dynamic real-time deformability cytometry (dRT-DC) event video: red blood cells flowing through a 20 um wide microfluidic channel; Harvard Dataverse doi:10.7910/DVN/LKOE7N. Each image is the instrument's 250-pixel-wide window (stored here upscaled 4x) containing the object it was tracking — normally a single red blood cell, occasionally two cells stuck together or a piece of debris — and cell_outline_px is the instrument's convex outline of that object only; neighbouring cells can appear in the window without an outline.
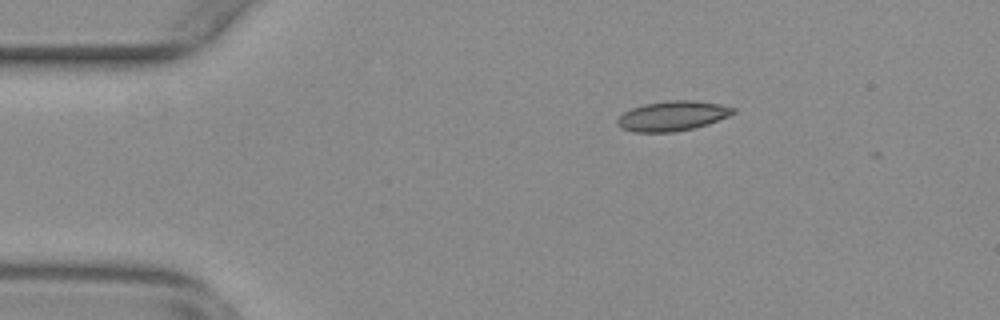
{"species": "common noctule bat (a hibernating species)", "species_latin": "Nyctalus noctula", "temperature_condition": "warm", "stored_images_in_passage": 14, "camera_frame_rate_fps": 3000, "um_per_image_px": 0.085, "animal": {"sex": "female", "body_mass_g": 29.2, "forearm_length_mm": 56.3}, "frame": {"image": 1, "passage_image": 10, "time_ms": 3.0, "image_size_px": [1000, 320], "cell_outline_px": [[736, 112], [728, 116], [708, 124], [692, 128], [672, 132], [632, 132], [620, 128], [616, 124], [616, 120], [624, 112], [632, 108], [644, 104], [668, 100], [696, 100], [720, 104], [736, 108]], "centroid_in_image_um": [57.15, 9.85], "position_along_channel_um": 27.9, "area_um2": 20.23}}